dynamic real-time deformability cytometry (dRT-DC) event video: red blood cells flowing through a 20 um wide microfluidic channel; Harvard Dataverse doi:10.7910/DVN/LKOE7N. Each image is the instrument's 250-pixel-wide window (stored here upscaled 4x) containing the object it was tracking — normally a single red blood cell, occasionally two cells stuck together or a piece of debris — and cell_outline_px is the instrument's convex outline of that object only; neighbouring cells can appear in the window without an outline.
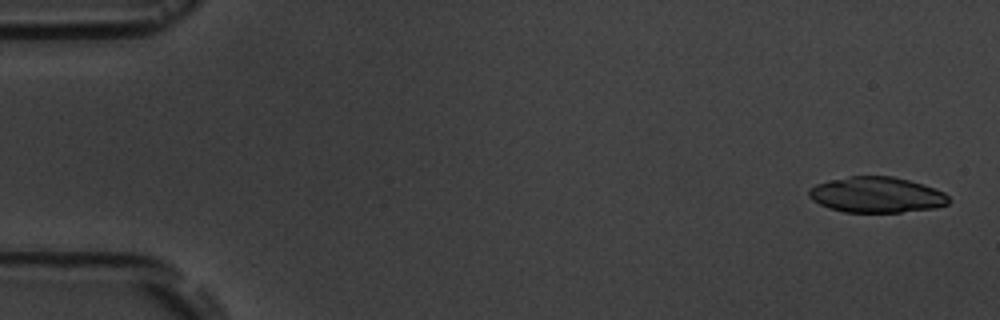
{"species": "common noctule bat (a hibernating species)", "species_latin": "Nyctalus noctula", "temperature_condition": "room temperature", "stored_images_in_passage": 6, "camera_frame_rate_fps": 3000, "um_per_image_px": 0.085, "animal": {"sex": "male", "body_mass_g": 19.5, "forearm_length_mm": 54.6}, "frame": {"image": 1, "passage_image": 1, "time_ms": 0.0, "image_size_px": [1000, 320], "cell_outline_px": [[952, 200], [948, 204], [936, 208], [900, 212], [844, 212], [828, 208], [812, 200], [808, 196], [808, 192], [816, 184], [828, 180], [848, 176], [892, 176], [924, 184], [944, 192]], "centroid_in_image_um": [74.53, 16.56], "position_along_channel_um": 10.5, "area_um2": 29.25}}